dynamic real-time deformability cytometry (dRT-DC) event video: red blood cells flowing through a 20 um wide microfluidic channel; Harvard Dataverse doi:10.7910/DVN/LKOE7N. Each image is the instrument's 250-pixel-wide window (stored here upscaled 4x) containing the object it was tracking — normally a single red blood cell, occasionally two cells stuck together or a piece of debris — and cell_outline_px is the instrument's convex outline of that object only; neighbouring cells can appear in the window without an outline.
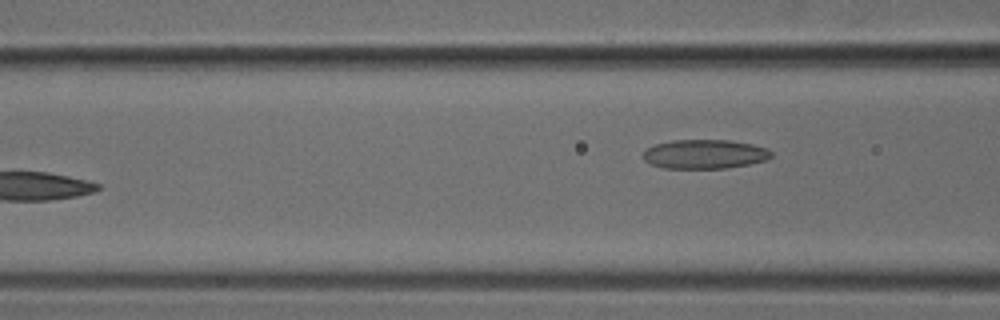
{"species": "common noctule bat (a hibernating species)", "species_latin": "Nyctalus noctula", "temperature_condition": "cold", "stored_images_in_passage": 6, "camera_frame_rate_fps": 3000, "um_per_image_px": 0.085, "animal": {"sex": "male", "body_mass_g": 18.8}, "frame": {"image": 1, "passage_image": 6, "time_ms": 1.667, "image_size_px": [1000, 320], "cell_outline_px": [[772, 156], [764, 160], [748, 164], [724, 168], [664, 168], [652, 164], [644, 160], [644, 148], [656, 144], [672, 140], [728, 140], [752, 144], [768, 148], [772, 152]], "centroid_in_image_um": [59.88, 13.09], "position_along_channel_um": 106.7, "area_um2": 21.68}}